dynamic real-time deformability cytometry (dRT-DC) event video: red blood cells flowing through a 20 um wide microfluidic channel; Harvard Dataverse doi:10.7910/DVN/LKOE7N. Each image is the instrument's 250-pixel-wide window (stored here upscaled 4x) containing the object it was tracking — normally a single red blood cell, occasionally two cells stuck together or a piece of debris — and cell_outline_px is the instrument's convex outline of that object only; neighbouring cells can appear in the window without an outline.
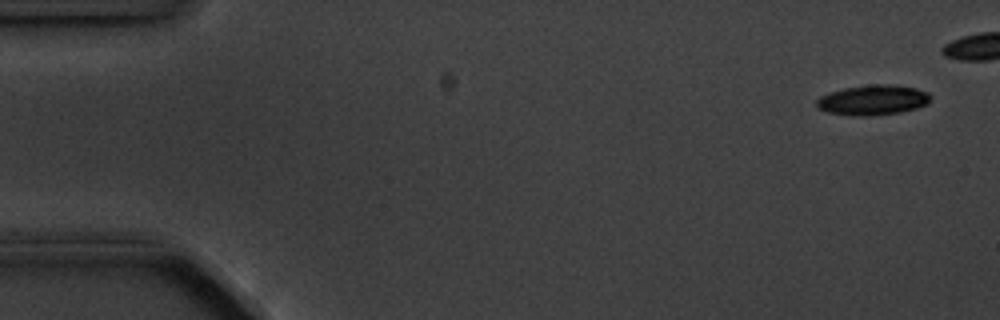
{"species": "common noctule bat (a hibernating species)", "species_latin": "Nyctalus noctula", "temperature_condition": "cold", "stored_images_in_passage": 10, "camera_frame_rate_fps": 3000, "um_per_image_px": 0.085, "animal": {"sex": "male", "body_mass_g": 20.1, "forearm_length_mm": 53.5}, "frame": {"image": 1, "passage_image": 1, "time_ms": 0.0, "image_size_px": [1000, 320], "cell_outline_px": [[932, 96], [928, 104], [916, 108], [900, 112], [864, 116], [860, 116], [828, 112], [820, 108], [816, 104], [816, 100], [820, 96], [828, 92], [844, 88], [872, 84], [892, 84], [916, 88], [928, 92]], "centroid_in_image_um": [74.22, 8.48], "position_along_channel_um": 10.8, "area_um2": 19.94}}
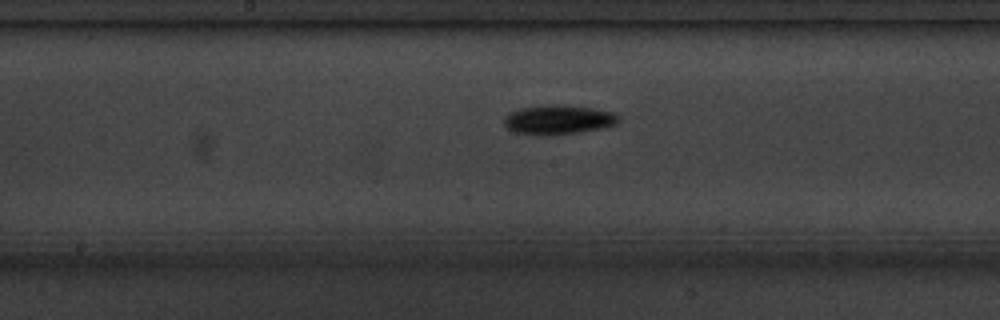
{"frame": {"image": 2, "passage_image": 9, "time_ms": 10.333, "image_size_px": [1000, 320], "cell_outline_px": [[620, 120], [616, 124], [604, 128], [580, 132], [544, 136], [516, 132], [508, 128], [504, 124], [504, 116], [508, 112], [520, 108], [544, 104], [552, 104], [592, 108], [616, 112], [620, 116]], "centroid_in_image_um": [47.47, 10.17], "position_along_channel_um": 200.7, "area_um2": 19.88}}